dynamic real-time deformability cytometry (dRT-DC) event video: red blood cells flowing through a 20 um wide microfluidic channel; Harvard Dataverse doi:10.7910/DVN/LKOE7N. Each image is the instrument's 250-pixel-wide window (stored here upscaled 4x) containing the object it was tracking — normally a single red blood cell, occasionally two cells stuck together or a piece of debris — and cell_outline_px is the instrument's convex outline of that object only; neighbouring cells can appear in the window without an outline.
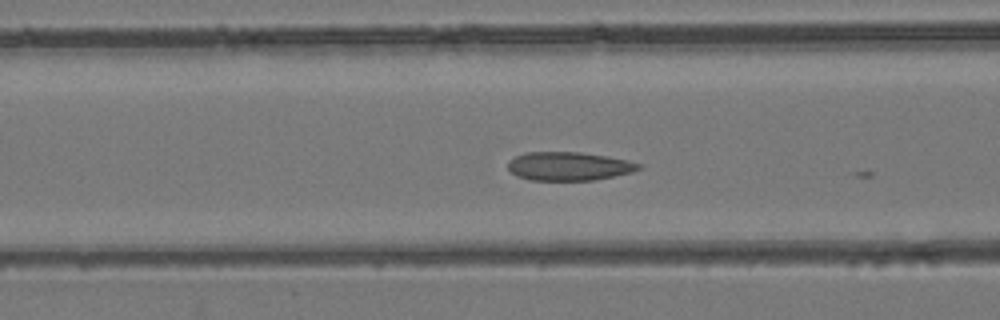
{"species": "common noctule bat (a hibernating species)", "species_latin": "Nyctalus noctula", "temperature_condition": "room temperature", "stored_images_in_passage": 6, "camera_frame_rate_fps": 3000, "um_per_image_px": 0.085, "animal": {"sex": "female", "body_mass_g": 24.6, "forearm_length_mm": 56.2}, "frame": {"image": 1, "passage_image": 4, "time_ms": 1.0, "image_size_px": [1000, 320], "cell_outline_px": [[644, 168], [632, 172], [596, 180], [528, 180], [516, 176], [508, 168], [508, 160], [524, 152], [580, 152], [608, 156], [628, 160], [644, 164]], "centroid_in_image_um": [48.39, 14.13], "position_along_channel_um": 118.2, "area_um2": 22.08}}